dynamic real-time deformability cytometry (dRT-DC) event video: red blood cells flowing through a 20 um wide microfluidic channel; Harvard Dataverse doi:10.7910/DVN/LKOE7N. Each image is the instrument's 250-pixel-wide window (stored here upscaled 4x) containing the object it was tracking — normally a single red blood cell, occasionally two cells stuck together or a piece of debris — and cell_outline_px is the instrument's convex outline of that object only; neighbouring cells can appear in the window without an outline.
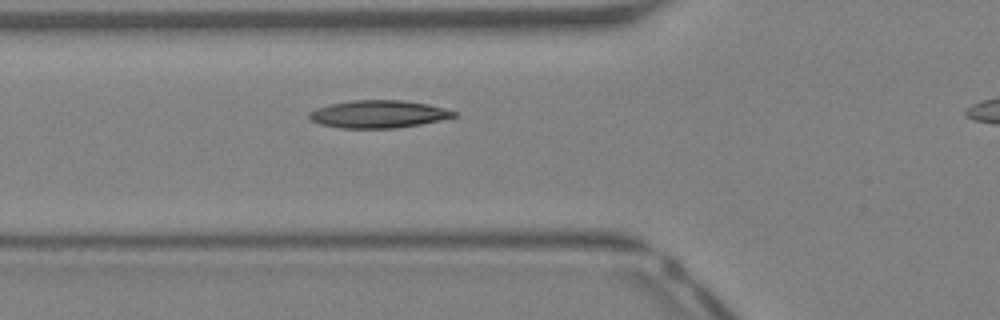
{"species": "Egyptian fruit bat (a non-hibernating species)", "species_latin": "Rousettus aegyptiacus", "temperature_condition": "warm", "stored_images_in_passage": 30, "camera_frame_rate_fps": 3000, "um_per_image_px": 0.085, "animal": {"sex": "female"}, "frame": {"image": 1, "passage_image": 8, "time_ms": 2.333, "image_size_px": [1000, 320], "cell_outline_px": [[456, 116], [440, 120], [420, 124], [396, 128], [340, 128], [320, 124], [312, 120], [308, 116], [308, 112], [316, 108], [328, 104], [352, 100], [404, 100], [428, 104], [444, 108], [456, 112]], "centroid_in_image_um": [32.13, 9.69], "position_along_channel_um": 93.7, "area_um2": 23.29}}
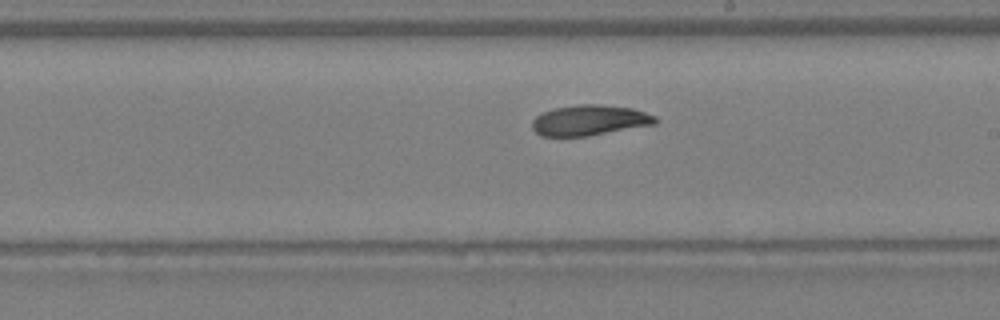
{"frame": {"image": 2, "passage_image": 17, "time_ms": 5.333, "image_size_px": [1000, 320], "cell_outline_px": [[656, 124], [588, 136], [540, 136], [532, 128], [532, 120], [536, 116], [552, 108], [576, 104], [600, 104], [632, 108], [656, 116]], "centroid_in_image_um": [50.09, 10.22], "position_along_channel_um": 238.9, "area_um2": 21.96}}
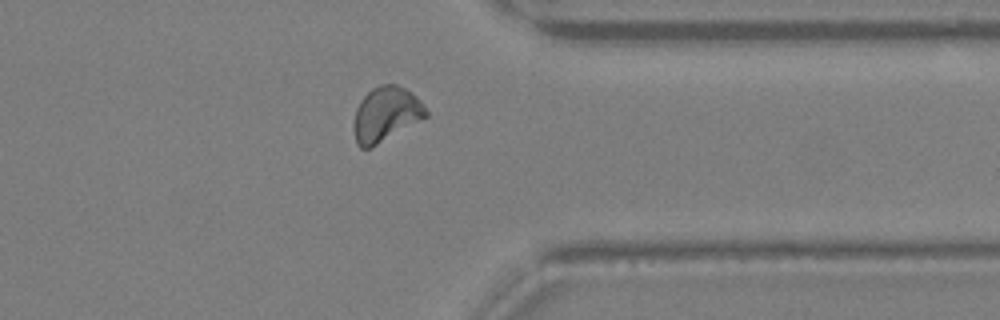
{"frame": {"image": 3, "passage_image": 26, "time_ms": 8.333, "image_size_px": [1000, 320], "cell_outline_px": [[428, 116], [372, 148], [360, 148], [356, 144], [352, 128], [356, 108], [360, 100], [372, 88], [380, 84], [396, 84], [404, 88], [416, 96], [420, 100], [428, 112]], "centroid_in_image_um": [32.77, 9.73], "position_along_channel_um": 378.6, "area_um2": 23.24}}